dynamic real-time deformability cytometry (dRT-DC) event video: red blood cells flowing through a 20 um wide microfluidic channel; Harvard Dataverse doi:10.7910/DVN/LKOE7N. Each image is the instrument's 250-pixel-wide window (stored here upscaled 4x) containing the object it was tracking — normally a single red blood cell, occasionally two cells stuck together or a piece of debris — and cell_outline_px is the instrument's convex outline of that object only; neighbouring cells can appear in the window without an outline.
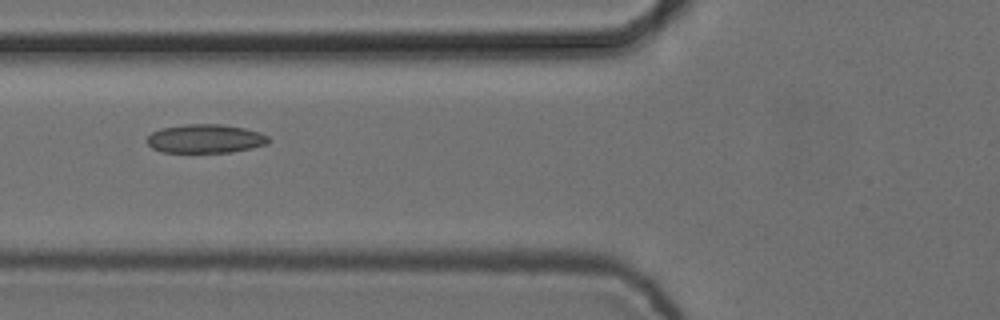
{"species": "common noctule bat (a hibernating species)", "species_latin": "Nyctalus noctula", "temperature_condition": "cold", "stored_images_in_passage": 8, "camera_frame_rate_fps": 3000, "um_per_image_px": 0.085, "animal": {"sex": "female", "body_mass_g": 24.6, "forearm_length_mm": 56.2}, "frame": {"image": 1, "passage_image": 7, "time_ms": 2.0, "image_size_px": [1000, 320], "cell_outline_px": [[272, 140], [268, 144], [252, 148], [232, 152], [164, 152], [152, 148], [148, 144], [148, 136], [152, 132], [160, 128], [184, 124], [220, 124], [244, 128], [260, 132], [268, 136]], "centroid_in_image_um": [17.49, 11.78], "position_along_channel_um": 108.3, "area_um2": 20.46}}
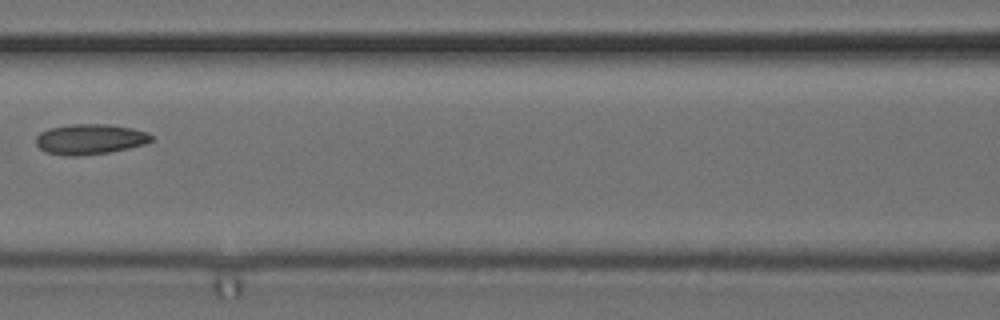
{"frame": {"image": 2, "passage_image": 8, "time_ms": 2.333, "image_size_px": [1000, 320], "cell_outline_px": [[152, 140], [144, 144], [128, 148], [108, 152], [80, 156], [64, 156], [44, 152], [36, 144], [36, 136], [40, 132], [48, 128], [72, 124], [108, 124], [132, 128], [148, 132], [152, 136]], "centroid_in_image_um": [7.61, 11.83], "position_along_channel_um": 159.0, "area_um2": 20.52}}